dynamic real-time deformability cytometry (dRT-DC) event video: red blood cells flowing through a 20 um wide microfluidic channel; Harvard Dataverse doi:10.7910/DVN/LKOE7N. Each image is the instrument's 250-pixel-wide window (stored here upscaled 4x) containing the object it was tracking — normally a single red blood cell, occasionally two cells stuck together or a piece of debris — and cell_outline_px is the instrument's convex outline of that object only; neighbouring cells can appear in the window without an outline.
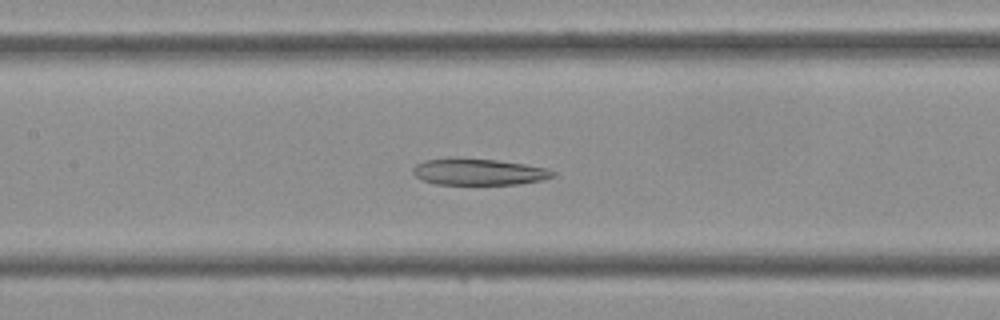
{"species": "Egyptian fruit bat (a non-hibernating species)", "species_latin": "Rousettus aegyptiacus", "temperature_condition": "cold", "stored_images_in_passage": 38, "camera_frame_rate_fps": 3000, "um_per_image_px": 0.085, "frame": {"image": 1, "passage_image": 14, "time_ms": 4.333, "image_size_px": [1000, 320], "cell_outline_px": [[556, 176], [544, 180], [520, 184], [436, 184], [424, 180], [416, 176], [412, 172], [412, 168], [416, 164], [424, 160], [448, 156], [456, 156], [496, 160], [524, 164], [548, 168], [556, 172]], "centroid_in_image_um": [40.68, 14.58], "position_along_channel_um": 166.7, "area_um2": 22.14}}
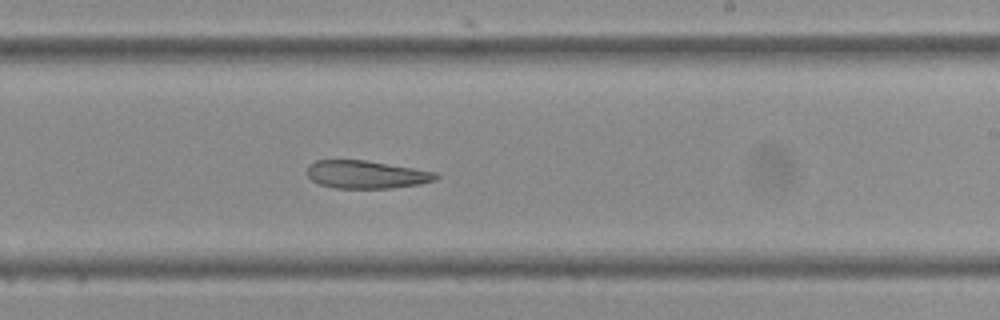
{"frame": {"image": 2, "passage_image": 20, "time_ms": 6.333, "image_size_px": [1000, 320], "cell_outline_px": [[440, 176], [436, 180], [420, 184], [392, 188], [332, 188], [320, 184], [312, 180], [308, 176], [308, 164], [316, 160], [364, 160], [436, 172]], "centroid_in_image_um": [31.13, 14.84], "position_along_channel_um": 257.9, "area_um2": 20.87}}
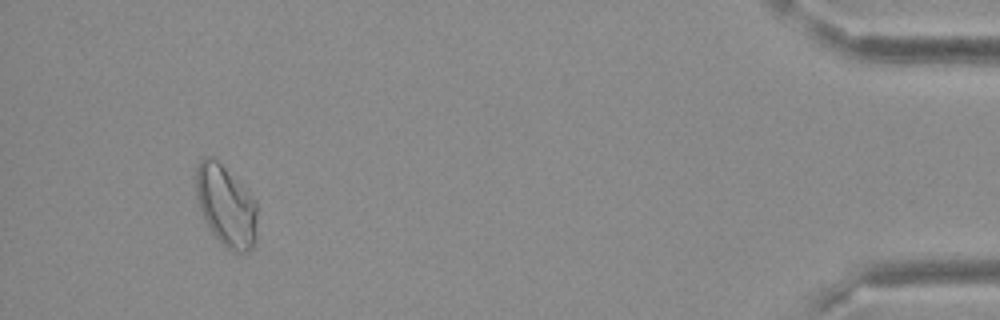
{"frame": {"image": 3, "passage_image": 35, "time_ms": 11.333, "image_size_px": [1000, 320], "cell_outline_px": [[256, 240], [252, 248], [248, 252], [232, 252], [212, 232], [200, 208], [196, 196], [196, 168], [200, 160], [204, 156], [212, 156], [256, 200]], "centroid_in_image_um": [19.21, 17.5], "position_along_channel_um": 416.0, "area_um2": 28.38}}